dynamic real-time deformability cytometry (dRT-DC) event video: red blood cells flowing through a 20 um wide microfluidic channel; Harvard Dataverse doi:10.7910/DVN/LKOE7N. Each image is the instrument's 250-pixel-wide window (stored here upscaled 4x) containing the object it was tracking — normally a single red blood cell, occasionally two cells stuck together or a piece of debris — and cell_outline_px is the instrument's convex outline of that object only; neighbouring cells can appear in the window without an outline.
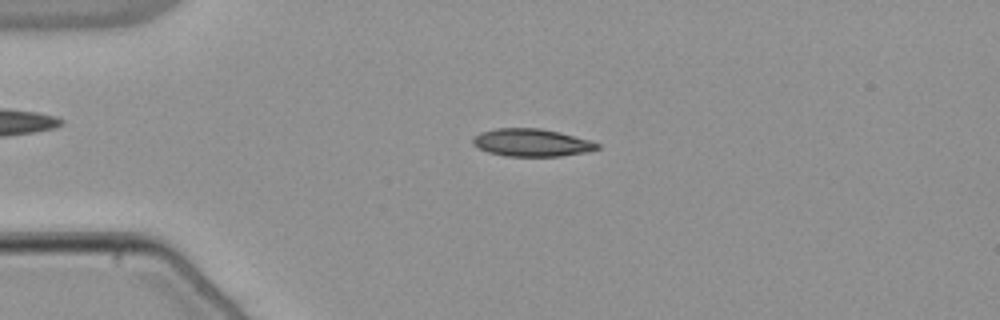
{"species": "common noctule bat (a hibernating species)", "species_latin": "Nyctalus noctula", "temperature_condition": "warm", "stored_images_in_passage": 52, "camera_frame_rate_fps": 3000, "um_per_image_px": 0.085, "animal": {"sex": "male", "body_mass_g": 21.5, "forearm_length_mm": 52.0}, "frame": {"image": 1, "passage_image": 12, "time_ms": 3.667, "image_size_px": [1000, 320], "cell_outline_px": [[600, 148], [588, 152], [560, 156], [504, 156], [488, 152], [472, 144], [472, 136], [480, 132], [496, 128], [540, 128], [560, 132], [588, 140], [600, 144]], "centroid_in_image_um": [45.17, 12.12], "position_along_channel_um": 39.8, "area_um2": 20.11}}
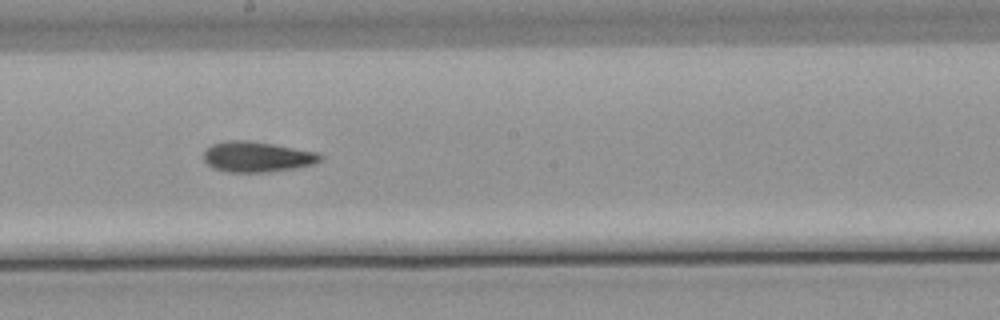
{"frame": {"image": 2, "passage_image": 29, "time_ms": 9.333, "image_size_px": [1000, 320], "cell_outline_px": [[324, 156], [316, 164], [268, 172], [228, 172], [212, 168], [204, 160], [204, 152], [212, 144], [224, 140], [248, 140], [272, 144], [316, 152]], "centroid_in_image_um": [21.83, 13.33], "position_along_channel_um": 226.4, "area_um2": 20.63}}
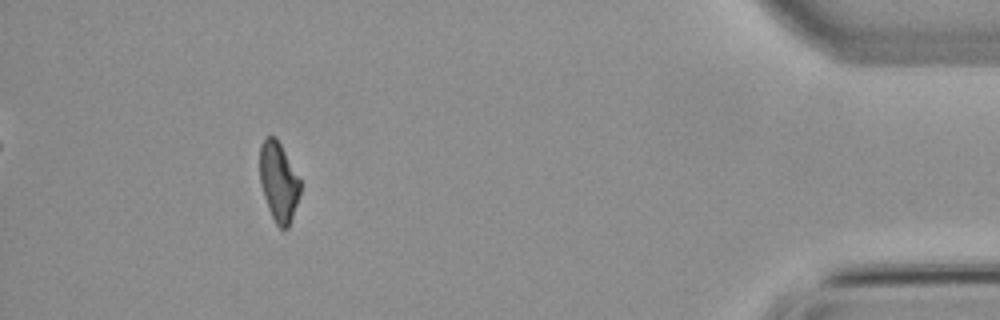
{"frame": {"image": 3, "passage_image": 48, "time_ms": 15.667, "image_size_px": [1000, 320], "cell_outline_px": [[300, 196], [288, 228], [280, 228], [276, 224], [268, 208], [260, 184], [260, 144], [268, 136], [276, 136], [300, 180]], "centroid_in_image_um": [23.68, 15.45], "position_along_channel_um": 411.5, "area_um2": 18.55}, "authors_computed_cell_mechanics": {"area_um2": 19.8254, "velocity_mm_per_s": 3.8516, "shape_relaxation_time_tau1_ms": 8.1055, "shape_relaxation_time_tau2_ms": 5.2213, "deformation_change_tau1": 0.2058, "deformation_change_tau2": 0.1378}}